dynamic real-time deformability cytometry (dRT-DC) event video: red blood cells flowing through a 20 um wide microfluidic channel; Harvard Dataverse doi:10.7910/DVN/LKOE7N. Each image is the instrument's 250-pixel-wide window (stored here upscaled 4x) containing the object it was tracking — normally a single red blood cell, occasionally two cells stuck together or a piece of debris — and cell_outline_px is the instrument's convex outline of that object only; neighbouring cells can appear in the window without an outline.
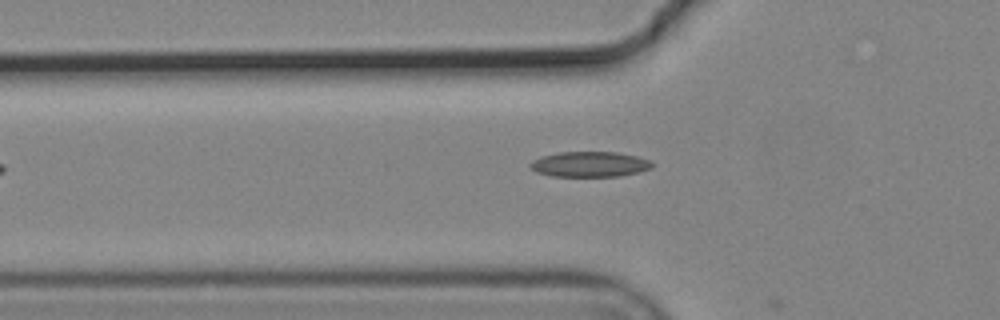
{"species": "common noctule bat (a hibernating species)", "species_latin": "Nyctalus noctula", "temperature_condition": "cold", "stored_images_in_passage": 6, "camera_frame_rate_fps": 3000, "um_per_image_px": 0.085, "animal": {"sex": "male", "body_mass_g": 19.2, "forearm_length_mm": 51.8}, "frame": {"image": 1, "passage_image": 6, "time_ms": 1.667, "image_size_px": [1000, 320], "cell_outline_px": [[652, 168], [620, 176], [552, 176], [536, 172], [528, 164], [532, 160], [540, 156], [560, 152], [616, 152], [636, 156], [652, 160]], "centroid_in_image_um": [50.1, 13.95], "position_along_channel_um": 75.7, "area_um2": 17.98}}